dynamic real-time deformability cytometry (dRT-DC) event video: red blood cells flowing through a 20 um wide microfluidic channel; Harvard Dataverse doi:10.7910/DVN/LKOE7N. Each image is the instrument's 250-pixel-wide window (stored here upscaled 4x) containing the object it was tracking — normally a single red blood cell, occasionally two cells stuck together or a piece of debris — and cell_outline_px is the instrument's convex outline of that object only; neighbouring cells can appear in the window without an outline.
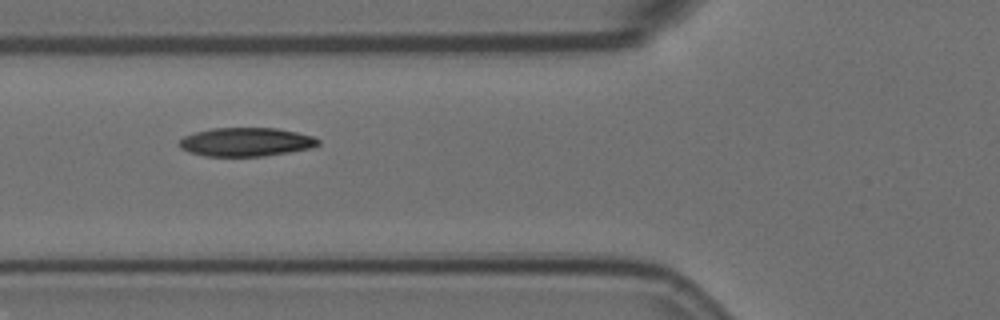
{"species": "Egyptian fruit bat (a non-hibernating species)", "species_latin": "Rousettus aegyptiacus", "temperature_condition": "room temperature", "stored_images_in_passage": 6, "camera_frame_rate_fps": 3000, "um_per_image_px": 0.085, "animal": {"sex": "female"}, "frame": {"image": 1, "passage_image": 5, "time_ms": 1.333, "image_size_px": [1000, 320], "cell_outline_px": [[320, 144], [312, 148], [264, 156], [204, 156], [188, 152], [180, 148], [176, 144], [184, 136], [196, 132], [212, 128], [276, 128], [296, 132], [312, 136], [320, 140]], "centroid_in_image_um": [20.89, 12.07], "position_along_channel_um": 104.9, "area_um2": 23.29}}
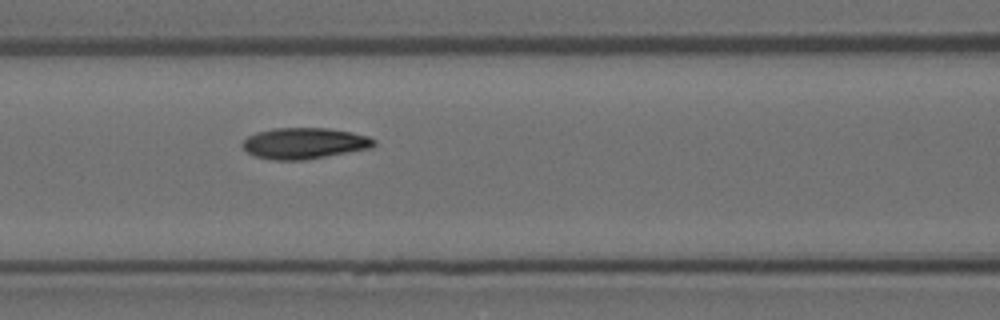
{"frame": {"image": 2, "passage_image": 6, "time_ms": 1.667, "image_size_px": [1000, 320], "cell_outline_px": [[376, 144], [372, 148], [304, 160], [276, 160], [256, 156], [248, 152], [240, 144], [248, 136], [256, 132], [272, 128], [328, 128], [352, 132], [368, 136], [376, 140]], "centroid_in_image_um": [25.89, 12.17], "position_along_channel_um": 140.7, "area_um2": 23.87}}